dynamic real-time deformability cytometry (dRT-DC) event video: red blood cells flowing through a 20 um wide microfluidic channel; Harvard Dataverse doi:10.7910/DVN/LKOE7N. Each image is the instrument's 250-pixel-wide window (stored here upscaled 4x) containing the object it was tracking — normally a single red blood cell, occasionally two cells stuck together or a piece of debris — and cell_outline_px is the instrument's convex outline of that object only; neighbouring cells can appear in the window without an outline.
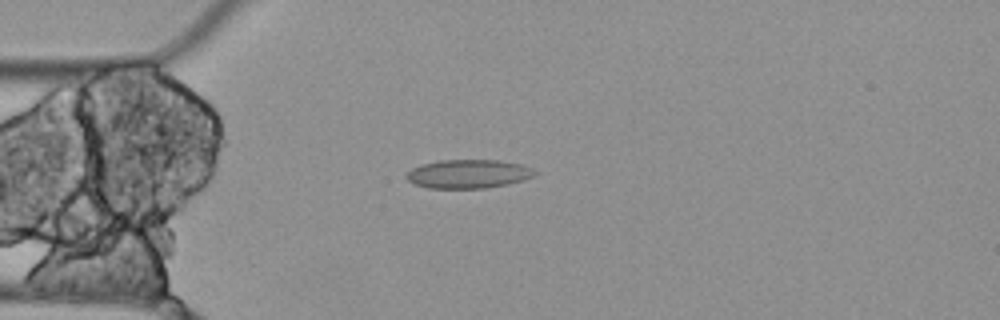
{"species": "Egyptian fruit bat (a non-hibernating species)", "species_latin": "Rousettus aegyptiacus", "temperature_condition": "cold", "stored_images_in_passage": 4, "camera_frame_rate_fps": 3000, "um_per_image_px": 0.085, "animal": {"sex": "female"}, "frame": {"image": 1, "passage_image": 4, "time_ms": 1.0, "image_size_px": [1000, 320], "cell_outline_px": [[540, 172], [524, 180], [484, 188], [428, 188], [416, 184], [408, 180], [404, 176], [412, 168], [420, 164], [440, 160], [500, 160], [520, 164], [532, 168]], "centroid_in_image_um": [39.8, 14.77], "position_along_channel_um": 45.2, "area_um2": 21.44}}